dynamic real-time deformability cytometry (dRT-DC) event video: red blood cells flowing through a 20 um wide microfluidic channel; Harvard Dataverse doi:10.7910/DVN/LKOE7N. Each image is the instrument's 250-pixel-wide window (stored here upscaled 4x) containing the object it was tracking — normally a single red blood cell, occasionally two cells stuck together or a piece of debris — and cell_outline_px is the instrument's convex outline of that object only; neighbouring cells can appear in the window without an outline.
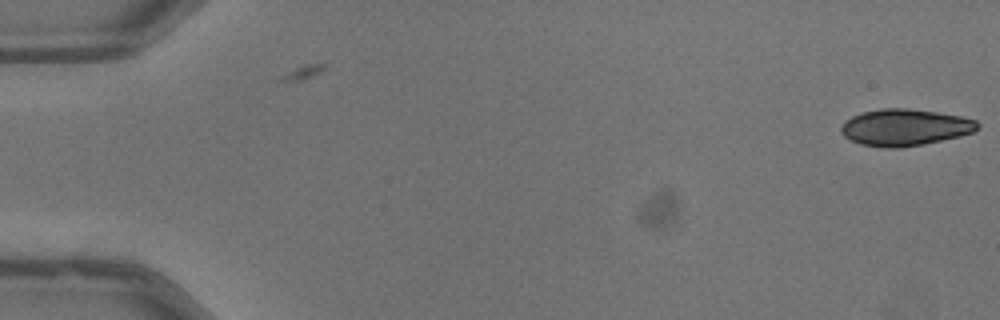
{"species": "common noctule bat (a hibernating species)", "species_latin": "Nyctalus noctula", "temperature_condition": "warm", "stored_images_in_passage": 3, "camera_frame_rate_fps": 3000, "um_per_image_px": 0.085, "animal": {"sex": "male", "body_mass_g": 13.3}, "frame": {"image": 1, "passage_image": 3, "time_ms": 0.667, "image_size_px": [1000, 320], "cell_outline_px": [[980, 124], [972, 132], [960, 136], [924, 144], [900, 148], [888, 148], [860, 144], [844, 136], [840, 132], [840, 128], [844, 120], [852, 116], [864, 112], [880, 108], [908, 108], [936, 112], [960, 116], [976, 120]], "centroid_in_image_um": [76.88, 10.83], "position_along_channel_um": 8.1, "area_um2": 29.13}}